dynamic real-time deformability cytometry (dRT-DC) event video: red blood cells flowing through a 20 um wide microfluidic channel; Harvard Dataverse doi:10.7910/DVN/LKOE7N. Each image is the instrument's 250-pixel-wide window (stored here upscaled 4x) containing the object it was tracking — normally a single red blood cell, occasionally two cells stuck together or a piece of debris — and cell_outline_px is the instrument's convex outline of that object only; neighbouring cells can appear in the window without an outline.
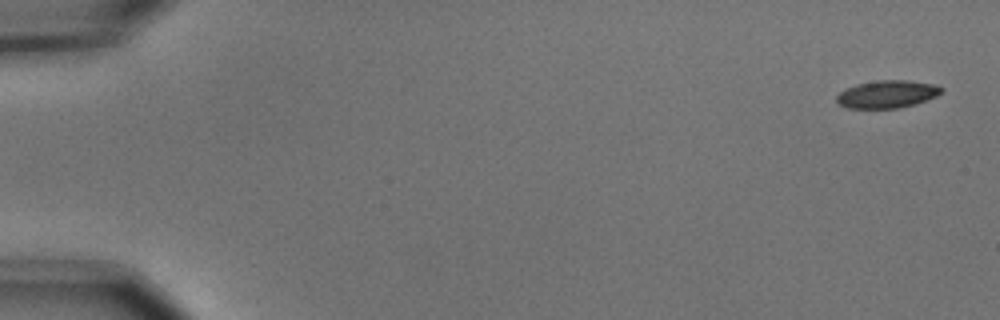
{"species": "common noctule bat (a hibernating species)", "species_latin": "Nyctalus noctula", "temperature_condition": "cold", "stored_images_in_passage": 6, "camera_frame_rate_fps": 3000, "um_per_image_px": 0.085, "animal": {"sex": "male", "body_mass_g": 15.6}, "frame": {"image": 1, "passage_image": 1, "time_ms": 0.0, "image_size_px": [1000, 320], "cell_outline_px": [[944, 88], [936, 96], [916, 104], [900, 108], [848, 108], [836, 104], [836, 96], [840, 92], [856, 84], [876, 80], [908, 80], [936, 84]], "centroid_in_image_um": [75.4, 8.0], "position_along_channel_um": 9.6, "area_um2": 16.99}}
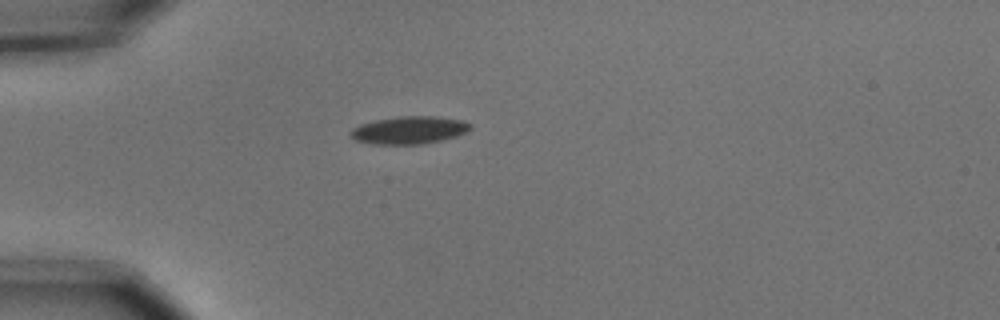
{"frame": {"image": 2, "passage_image": 5, "time_ms": 1.333, "image_size_px": [1000, 320], "cell_outline_px": [[472, 128], [456, 136], [440, 140], [420, 144], [372, 144], [356, 140], [348, 132], [352, 128], [360, 124], [376, 120], [400, 116], [436, 116], [460, 120], [472, 124]], "centroid_in_image_um": [34.76, 11.05], "position_along_channel_um": 50.2, "area_um2": 19.13}}